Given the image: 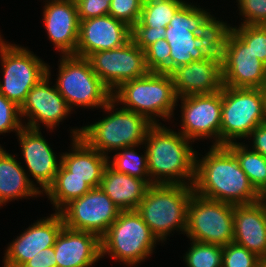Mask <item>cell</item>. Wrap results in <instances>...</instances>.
<instances>
[{
    "mask_svg": "<svg viewBox=\"0 0 266 267\" xmlns=\"http://www.w3.org/2000/svg\"><path fill=\"white\" fill-rule=\"evenodd\" d=\"M198 154L196 152L194 193L232 205H247L262 199L226 146L211 145L204 156L198 157Z\"/></svg>",
    "mask_w": 266,
    "mask_h": 267,
    "instance_id": "6da1fadb",
    "label": "cell"
},
{
    "mask_svg": "<svg viewBox=\"0 0 266 267\" xmlns=\"http://www.w3.org/2000/svg\"><path fill=\"white\" fill-rule=\"evenodd\" d=\"M192 141L161 124H153L146 134L149 176L153 184L193 185L196 152Z\"/></svg>",
    "mask_w": 266,
    "mask_h": 267,
    "instance_id": "7a4b0ae2",
    "label": "cell"
},
{
    "mask_svg": "<svg viewBox=\"0 0 266 267\" xmlns=\"http://www.w3.org/2000/svg\"><path fill=\"white\" fill-rule=\"evenodd\" d=\"M117 106L111 99L101 108L108 114L106 117L90 125L71 128V138L81 137L89 146L107 157L109 153L119 149L143 145L153 123L141 114L121 107L115 108Z\"/></svg>",
    "mask_w": 266,
    "mask_h": 267,
    "instance_id": "3957f363",
    "label": "cell"
},
{
    "mask_svg": "<svg viewBox=\"0 0 266 267\" xmlns=\"http://www.w3.org/2000/svg\"><path fill=\"white\" fill-rule=\"evenodd\" d=\"M177 99L169 73L149 72L143 77L122 83L112 92V100L117 105L145 116L153 124H161V117L162 121L172 120L175 107L178 106Z\"/></svg>",
    "mask_w": 266,
    "mask_h": 267,
    "instance_id": "277c9868",
    "label": "cell"
},
{
    "mask_svg": "<svg viewBox=\"0 0 266 267\" xmlns=\"http://www.w3.org/2000/svg\"><path fill=\"white\" fill-rule=\"evenodd\" d=\"M193 192V185L153 184L148 187L136 211L159 243L166 241L174 231L185 234Z\"/></svg>",
    "mask_w": 266,
    "mask_h": 267,
    "instance_id": "5b68a950",
    "label": "cell"
},
{
    "mask_svg": "<svg viewBox=\"0 0 266 267\" xmlns=\"http://www.w3.org/2000/svg\"><path fill=\"white\" fill-rule=\"evenodd\" d=\"M158 242L136 210L121 211L100 238L101 258L108 255L110 259L136 267L149 259Z\"/></svg>",
    "mask_w": 266,
    "mask_h": 267,
    "instance_id": "8992f818",
    "label": "cell"
},
{
    "mask_svg": "<svg viewBox=\"0 0 266 267\" xmlns=\"http://www.w3.org/2000/svg\"><path fill=\"white\" fill-rule=\"evenodd\" d=\"M265 122L263 89L222 86L220 146L248 138L253 129Z\"/></svg>",
    "mask_w": 266,
    "mask_h": 267,
    "instance_id": "52a82bcc",
    "label": "cell"
},
{
    "mask_svg": "<svg viewBox=\"0 0 266 267\" xmlns=\"http://www.w3.org/2000/svg\"><path fill=\"white\" fill-rule=\"evenodd\" d=\"M55 86L73 110L104 107L112 92L92 70L87 58L76 55H61Z\"/></svg>",
    "mask_w": 266,
    "mask_h": 267,
    "instance_id": "ba28073f",
    "label": "cell"
},
{
    "mask_svg": "<svg viewBox=\"0 0 266 267\" xmlns=\"http://www.w3.org/2000/svg\"><path fill=\"white\" fill-rule=\"evenodd\" d=\"M0 93L19 107L28 92L47 75V64L28 47L10 44L0 34Z\"/></svg>",
    "mask_w": 266,
    "mask_h": 267,
    "instance_id": "9c48e42d",
    "label": "cell"
},
{
    "mask_svg": "<svg viewBox=\"0 0 266 267\" xmlns=\"http://www.w3.org/2000/svg\"><path fill=\"white\" fill-rule=\"evenodd\" d=\"M234 205L193 192L188 209L185 234L192 241L226 246L233 242Z\"/></svg>",
    "mask_w": 266,
    "mask_h": 267,
    "instance_id": "30bf717a",
    "label": "cell"
},
{
    "mask_svg": "<svg viewBox=\"0 0 266 267\" xmlns=\"http://www.w3.org/2000/svg\"><path fill=\"white\" fill-rule=\"evenodd\" d=\"M181 101V133L193 143L213 139L212 146H220L222 88L212 94L179 97ZM214 141V142H213Z\"/></svg>",
    "mask_w": 266,
    "mask_h": 267,
    "instance_id": "8fae6325",
    "label": "cell"
},
{
    "mask_svg": "<svg viewBox=\"0 0 266 267\" xmlns=\"http://www.w3.org/2000/svg\"><path fill=\"white\" fill-rule=\"evenodd\" d=\"M121 210L101 187L92 188L80 198L66 204L60 211L64 226L86 231L101 238L119 216Z\"/></svg>",
    "mask_w": 266,
    "mask_h": 267,
    "instance_id": "7c38bea8",
    "label": "cell"
},
{
    "mask_svg": "<svg viewBox=\"0 0 266 267\" xmlns=\"http://www.w3.org/2000/svg\"><path fill=\"white\" fill-rule=\"evenodd\" d=\"M87 59L111 92L122 83L149 73L144 51L132 39L119 48L94 52Z\"/></svg>",
    "mask_w": 266,
    "mask_h": 267,
    "instance_id": "4fadbf2b",
    "label": "cell"
},
{
    "mask_svg": "<svg viewBox=\"0 0 266 267\" xmlns=\"http://www.w3.org/2000/svg\"><path fill=\"white\" fill-rule=\"evenodd\" d=\"M193 2H186L174 15L166 27L165 39L170 46L171 72L191 61L204 60L200 49L201 38L195 37L193 31L210 15L208 9L201 8ZM205 9V10H204Z\"/></svg>",
    "mask_w": 266,
    "mask_h": 267,
    "instance_id": "5bb4252c",
    "label": "cell"
},
{
    "mask_svg": "<svg viewBox=\"0 0 266 267\" xmlns=\"http://www.w3.org/2000/svg\"><path fill=\"white\" fill-rule=\"evenodd\" d=\"M50 80L51 68L47 63V75L30 89L25 102L20 107L21 118L28 119L27 123L23 121L24 127L42 130L40 129V123H42L52 132L60 122L71 115L73 110L58 92L55 84L50 86L52 84Z\"/></svg>",
    "mask_w": 266,
    "mask_h": 267,
    "instance_id": "9a60e30c",
    "label": "cell"
},
{
    "mask_svg": "<svg viewBox=\"0 0 266 267\" xmlns=\"http://www.w3.org/2000/svg\"><path fill=\"white\" fill-rule=\"evenodd\" d=\"M223 86L233 88H263L266 84V65L231 29L222 59Z\"/></svg>",
    "mask_w": 266,
    "mask_h": 267,
    "instance_id": "2e32d148",
    "label": "cell"
},
{
    "mask_svg": "<svg viewBox=\"0 0 266 267\" xmlns=\"http://www.w3.org/2000/svg\"><path fill=\"white\" fill-rule=\"evenodd\" d=\"M63 227L59 212L37 220L6 247L2 267H22L41 250L53 247Z\"/></svg>",
    "mask_w": 266,
    "mask_h": 267,
    "instance_id": "e0dca14e",
    "label": "cell"
},
{
    "mask_svg": "<svg viewBox=\"0 0 266 267\" xmlns=\"http://www.w3.org/2000/svg\"><path fill=\"white\" fill-rule=\"evenodd\" d=\"M16 135L27 168L24 170H28V178L31 175L36 180L40 186L38 190L43 195L55 180L61 164V153L58 157L53 152L40 130L23 127Z\"/></svg>",
    "mask_w": 266,
    "mask_h": 267,
    "instance_id": "ac0fdd59",
    "label": "cell"
},
{
    "mask_svg": "<svg viewBox=\"0 0 266 267\" xmlns=\"http://www.w3.org/2000/svg\"><path fill=\"white\" fill-rule=\"evenodd\" d=\"M131 27L111 15L79 21L75 55L87 58L102 50L116 49L131 40Z\"/></svg>",
    "mask_w": 266,
    "mask_h": 267,
    "instance_id": "d6986e66",
    "label": "cell"
},
{
    "mask_svg": "<svg viewBox=\"0 0 266 267\" xmlns=\"http://www.w3.org/2000/svg\"><path fill=\"white\" fill-rule=\"evenodd\" d=\"M43 22L48 39L62 55H75L79 18L75 0H45Z\"/></svg>",
    "mask_w": 266,
    "mask_h": 267,
    "instance_id": "ffe728a7",
    "label": "cell"
},
{
    "mask_svg": "<svg viewBox=\"0 0 266 267\" xmlns=\"http://www.w3.org/2000/svg\"><path fill=\"white\" fill-rule=\"evenodd\" d=\"M53 247L57 267H93L101 258L100 238L96 234L66 226L58 234Z\"/></svg>",
    "mask_w": 266,
    "mask_h": 267,
    "instance_id": "44dd1931",
    "label": "cell"
},
{
    "mask_svg": "<svg viewBox=\"0 0 266 267\" xmlns=\"http://www.w3.org/2000/svg\"><path fill=\"white\" fill-rule=\"evenodd\" d=\"M177 97L212 94L221 90L222 68L216 61H191L170 73Z\"/></svg>",
    "mask_w": 266,
    "mask_h": 267,
    "instance_id": "7402d4cb",
    "label": "cell"
},
{
    "mask_svg": "<svg viewBox=\"0 0 266 267\" xmlns=\"http://www.w3.org/2000/svg\"><path fill=\"white\" fill-rule=\"evenodd\" d=\"M233 242L266 260V203L234 205Z\"/></svg>",
    "mask_w": 266,
    "mask_h": 267,
    "instance_id": "603a6c76",
    "label": "cell"
},
{
    "mask_svg": "<svg viewBox=\"0 0 266 267\" xmlns=\"http://www.w3.org/2000/svg\"><path fill=\"white\" fill-rule=\"evenodd\" d=\"M71 140V151L61 154V164L68 170V177H78L91 188L100 187L109 157L89 146L81 137Z\"/></svg>",
    "mask_w": 266,
    "mask_h": 267,
    "instance_id": "cb8c5ba5",
    "label": "cell"
},
{
    "mask_svg": "<svg viewBox=\"0 0 266 267\" xmlns=\"http://www.w3.org/2000/svg\"><path fill=\"white\" fill-rule=\"evenodd\" d=\"M40 195L37 185L28 178L21 162L0 146V207L12 200Z\"/></svg>",
    "mask_w": 266,
    "mask_h": 267,
    "instance_id": "d4e9b609",
    "label": "cell"
},
{
    "mask_svg": "<svg viewBox=\"0 0 266 267\" xmlns=\"http://www.w3.org/2000/svg\"><path fill=\"white\" fill-rule=\"evenodd\" d=\"M150 185L144 180L114 170H104L100 187L121 210H136Z\"/></svg>",
    "mask_w": 266,
    "mask_h": 267,
    "instance_id": "484cf974",
    "label": "cell"
},
{
    "mask_svg": "<svg viewBox=\"0 0 266 267\" xmlns=\"http://www.w3.org/2000/svg\"><path fill=\"white\" fill-rule=\"evenodd\" d=\"M231 28L230 23L220 21L219 18L217 20V17L210 14L193 31L195 37L201 38L202 48L200 52L204 59L216 61L222 65L223 51Z\"/></svg>",
    "mask_w": 266,
    "mask_h": 267,
    "instance_id": "4316f807",
    "label": "cell"
},
{
    "mask_svg": "<svg viewBox=\"0 0 266 267\" xmlns=\"http://www.w3.org/2000/svg\"><path fill=\"white\" fill-rule=\"evenodd\" d=\"M92 188L78 177H68V170L60 164L53 184L45 194L53 204V210L59 212L70 201L80 198Z\"/></svg>",
    "mask_w": 266,
    "mask_h": 267,
    "instance_id": "83f0119b",
    "label": "cell"
},
{
    "mask_svg": "<svg viewBox=\"0 0 266 267\" xmlns=\"http://www.w3.org/2000/svg\"><path fill=\"white\" fill-rule=\"evenodd\" d=\"M226 147L236 156L254 189L263 196L266 193V158L243 142L230 143Z\"/></svg>",
    "mask_w": 266,
    "mask_h": 267,
    "instance_id": "f1b7e54d",
    "label": "cell"
},
{
    "mask_svg": "<svg viewBox=\"0 0 266 267\" xmlns=\"http://www.w3.org/2000/svg\"><path fill=\"white\" fill-rule=\"evenodd\" d=\"M185 0H144L139 21L134 26L166 28Z\"/></svg>",
    "mask_w": 266,
    "mask_h": 267,
    "instance_id": "f546056e",
    "label": "cell"
},
{
    "mask_svg": "<svg viewBox=\"0 0 266 267\" xmlns=\"http://www.w3.org/2000/svg\"><path fill=\"white\" fill-rule=\"evenodd\" d=\"M136 147L139 148L129 146L115 151L111 159L109 156L108 164L117 172L144 179L149 185H153L148 171L146 147L143 155L137 153Z\"/></svg>",
    "mask_w": 266,
    "mask_h": 267,
    "instance_id": "4dcf8cb0",
    "label": "cell"
},
{
    "mask_svg": "<svg viewBox=\"0 0 266 267\" xmlns=\"http://www.w3.org/2000/svg\"><path fill=\"white\" fill-rule=\"evenodd\" d=\"M191 241L183 256L186 267H222L223 246Z\"/></svg>",
    "mask_w": 266,
    "mask_h": 267,
    "instance_id": "1f68e13d",
    "label": "cell"
},
{
    "mask_svg": "<svg viewBox=\"0 0 266 267\" xmlns=\"http://www.w3.org/2000/svg\"><path fill=\"white\" fill-rule=\"evenodd\" d=\"M266 65V25H239L231 28Z\"/></svg>",
    "mask_w": 266,
    "mask_h": 267,
    "instance_id": "d6a6232c",
    "label": "cell"
},
{
    "mask_svg": "<svg viewBox=\"0 0 266 267\" xmlns=\"http://www.w3.org/2000/svg\"><path fill=\"white\" fill-rule=\"evenodd\" d=\"M144 53L149 72L171 73V50L165 38L148 46Z\"/></svg>",
    "mask_w": 266,
    "mask_h": 267,
    "instance_id": "836d02e7",
    "label": "cell"
},
{
    "mask_svg": "<svg viewBox=\"0 0 266 267\" xmlns=\"http://www.w3.org/2000/svg\"><path fill=\"white\" fill-rule=\"evenodd\" d=\"M222 267H263V260L244 246L231 242L223 246Z\"/></svg>",
    "mask_w": 266,
    "mask_h": 267,
    "instance_id": "e575fe53",
    "label": "cell"
},
{
    "mask_svg": "<svg viewBox=\"0 0 266 267\" xmlns=\"http://www.w3.org/2000/svg\"><path fill=\"white\" fill-rule=\"evenodd\" d=\"M144 0H111L109 15L133 27L140 18Z\"/></svg>",
    "mask_w": 266,
    "mask_h": 267,
    "instance_id": "d590c367",
    "label": "cell"
},
{
    "mask_svg": "<svg viewBox=\"0 0 266 267\" xmlns=\"http://www.w3.org/2000/svg\"><path fill=\"white\" fill-rule=\"evenodd\" d=\"M22 121L20 107L0 93V135L8 132L17 134L24 127Z\"/></svg>",
    "mask_w": 266,
    "mask_h": 267,
    "instance_id": "8d00e7d4",
    "label": "cell"
},
{
    "mask_svg": "<svg viewBox=\"0 0 266 267\" xmlns=\"http://www.w3.org/2000/svg\"><path fill=\"white\" fill-rule=\"evenodd\" d=\"M239 15L243 22L240 25H266V0H236Z\"/></svg>",
    "mask_w": 266,
    "mask_h": 267,
    "instance_id": "74e56055",
    "label": "cell"
},
{
    "mask_svg": "<svg viewBox=\"0 0 266 267\" xmlns=\"http://www.w3.org/2000/svg\"><path fill=\"white\" fill-rule=\"evenodd\" d=\"M79 21L109 14L111 0H75Z\"/></svg>",
    "mask_w": 266,
    "mask_h": 267,
    "instance_id": "f35d334b",
    "label": "cell"
},
{
    "mask_svg": "<svg viewBox=\"0 0 266 267\" xmlns=\"http://www.w3.org/2000/svg\"><path fill=\"white\" fill-rule=\"evenodd\" d=\"M166 28H150L147 26H133L131 39L143 51L158 40L164 39Z\"/></svg>",
    "mask_w": 266,
    "mask_h": 267,
    "instance_id": "ab89813d",
    "label": "cell"
},
{
    "mask_svg": "<svg viewBox=\"0 0 266 267\" xmlns=\"http://www.w3.org/2000/svg\"><path fill=\"white\" fill-rule=\"evenodd\" d=\"M22 267H57L54 247L41 250Z\"/></svg>",
    "mask_w": 266,
    "mask_h": 267,
    "instance_id": "60d3db41",
    "label": "cell"
},
{
    "mask_svg": "<svg viewBox=\"0 0 266 267\" xmlns=\"http://www.w3.org/2000/svg\"><path fill=\"white\" fill-rule=\"evenodd\" d=\"M247 139H252V142H250L252 146L250 144L248 146L266 158V122L253 129Z\"/></svg>",
    "mask_w": 266,
    "mask_h": 267,
    "instance_id": "b9f144b4",
    "label": "cell"
},
{
    "mask_svg": "<svg viewBox=\"0 0 266 267\" xmlns=\"http://www.w3.org/2000/svg\"><path fill=\"white\" fill-rule=\"evenodd\" d=\"M263 92H264V96H265V107H266V84L263 86Z\"/></svg>",
    "mask_w": 266,
    "mask_h": 267,
    "instance_id": "7bdbcfd3",
    "label": "cell"
},
{
    "mask_svg": "<svg viewBox=\"0 0 266 267\" xmlns=\"http://www.w3.org/2000/svg\"><path fill=\"white\" fill-rule=\"evenodd\" d=\"M262 200L266 203V193L262 196Z\"/></svg>",
    "mask_w": 266,
    "mask_h": 267,
    "instance_id": "ee69618b",
    "label": "cell"
},
{
    "mask_svg": "<svg viewBox=\"0 0 266 267\" xmlns=\"http://www.w3.org/2000/svg\"><path fill=\"white\" fill-rule=\"evenodd\" d=\"M263 267H266V261H263Z\"/></svg>",
    "mask_w": 266,
    "mask_h": 267,
    "instance_id": "f6af8a7d",
    "label": "cell"
}]
</instances>
